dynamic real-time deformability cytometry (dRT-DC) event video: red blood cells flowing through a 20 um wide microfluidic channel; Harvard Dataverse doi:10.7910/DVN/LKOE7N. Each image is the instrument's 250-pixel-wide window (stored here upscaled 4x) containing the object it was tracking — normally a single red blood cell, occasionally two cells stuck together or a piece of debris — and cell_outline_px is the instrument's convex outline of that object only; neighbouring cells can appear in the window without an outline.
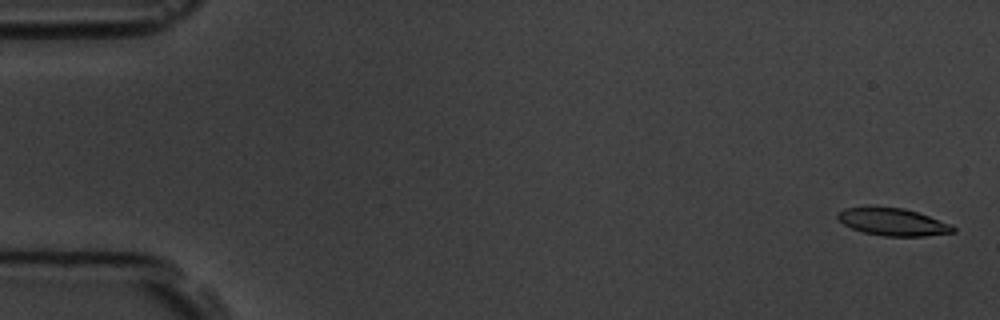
{"species": "common noctule bat (a hibernating species)", "species_latin": "Nyctalus noctula", "temperature_condition": "room temperature", "stored_images_in_passage": 5, "camera_frame_rate_fps": 3000, "um_per_image_px": 0.085, "animal": {"sex": "male", "body_mass_g": 19.5, "forearm_length_mm": 54.6}, "frame": {"image": 1, "passage_image": 1, "time_ms": 0.0, "image_size_px": [1000, 320], "cell_outline_px": [[956, 232], [924, 236], [884, 236], [864, 232], [852, 228], [844, 224], [836, 216], [836, 212], [844, 208], [868, 204], [904, 208], [952, 224], [956, 228]], "centroid_in_image_um": [75.84, 18.82], "position_along_channel_um": 9.2, "area_um2": 18.96}}
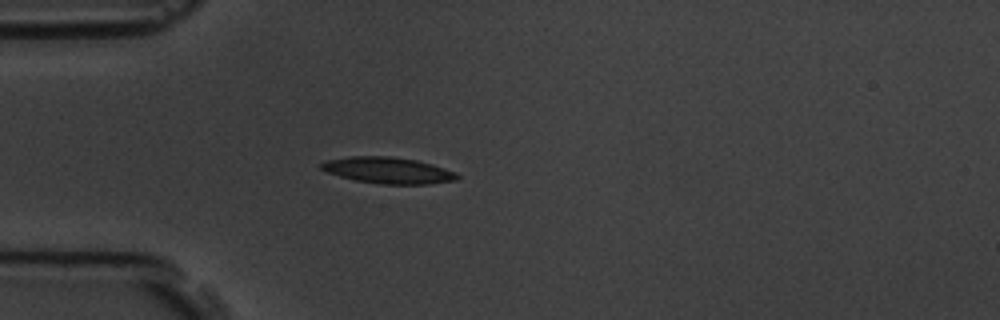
{"frame": {"image": 2, "passage_image": 5, "time_ms": 4.667, "image_size_px": [1000, 320], "cell_outline_px": [[460, 176], [456, 180], [428, 184], [380, 184], [356, 180], [340, 176], [328, 172], [320, 168], [320, 164], [324, 160], [352, 156], [392, 156], [416, 160], [432, 164], [456, 172]], "centroid_in_image_um": [32.99, 14.47], "position_along_channel_um": 52.0, "area_um2": 20.81}}